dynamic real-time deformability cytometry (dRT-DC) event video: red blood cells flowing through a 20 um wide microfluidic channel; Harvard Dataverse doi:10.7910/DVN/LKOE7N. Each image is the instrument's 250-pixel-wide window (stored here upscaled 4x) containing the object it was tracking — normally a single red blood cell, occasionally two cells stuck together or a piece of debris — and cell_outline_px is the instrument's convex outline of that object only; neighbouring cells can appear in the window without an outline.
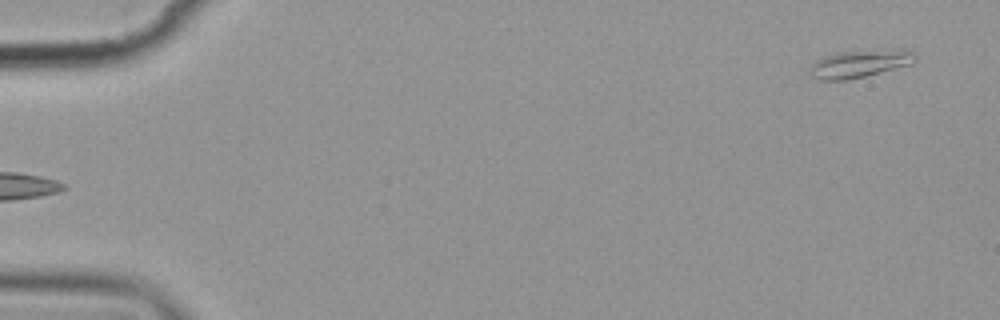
{"species": "common noctule bat (a hibernating species)", "species_latin": "Nyctalus noctula", "temperature_condition": "cold", "stored_images_in_passage": 5, "camera_frame_rate_fps": 3000, "um_per_image_px": 0.085, "animal": {"sex": "female", "body_mass_g": 19.9}, "frame": {"image": 1, "passage_image": 5, "time_ms": 5.667, "image_size_px": [1000, 320], "cell_outline_px": [[916, 60], [912, 64], [848, 80], [816, 80], [808, 76], [808, 68], [816, 60], [824, 56], [836, 52], [904, 48], [908, 48], [916, 56]], "centroid_in_image_um": [73.04, 5.41], "position_along_channel_um": 12.0, "area_um2": 17.4}}